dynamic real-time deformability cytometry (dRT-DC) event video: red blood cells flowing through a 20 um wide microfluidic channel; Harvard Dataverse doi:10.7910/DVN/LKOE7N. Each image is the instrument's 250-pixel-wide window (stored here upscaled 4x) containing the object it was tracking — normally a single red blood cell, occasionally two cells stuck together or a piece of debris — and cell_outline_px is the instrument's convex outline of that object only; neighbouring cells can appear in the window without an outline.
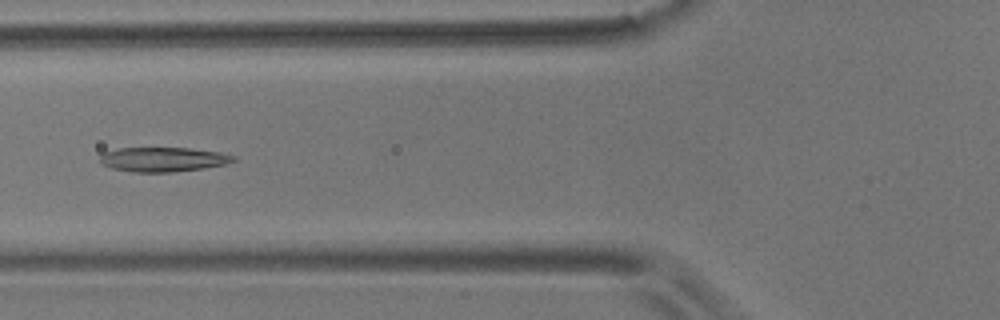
{"species": "common noctule bat (a hibernating species)", "species_latin": "Nyctalus noctula", "temperature_condition": "room temperature", "stored_images_in_passage": 55, "camera_frame_rate_fps": 3000, "um_per_image_px": 0.085, "animal": {"sex": "male", "body_mass_g": 17.9}, "frame": {"image": 1, "passage_image": 20, "time_ms": 6.333, "image_size_px": [1000, 320], "cell_outline_px": [[236, 160], [224, 164], [200, 168], [172, 172], [132, 172], [112, 168], [100, 164], [100, 156], [104, 152], [120, 148], [188, 148], [220, 152], [236, 156]], "centroid_in_image_um": [13.83, 13.55], "position_along_channel_um": 112.0, "area_um2": 18.9}}
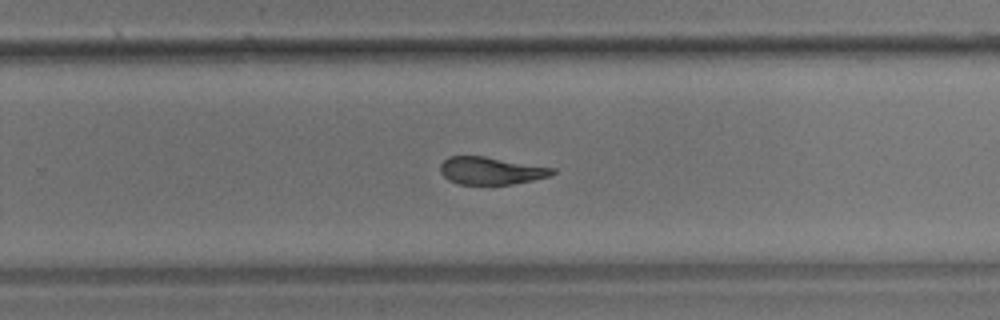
{"frame": {"image": 2, "passage_image": 35, "time_ms": 11.333, "image_size_px": [1000, 320], "cell_outline_px": [[556, 172], [548, 176], [532, 180], [512, 184], [460, 184], [448, 180], [440, 172], [440, 164], [448, 156], [484, 156], [556, 168]], "centroid_in_image_um": [41.72, 14.5], "position_along_channel_um": 288.1, "area_um2": 17.92}}
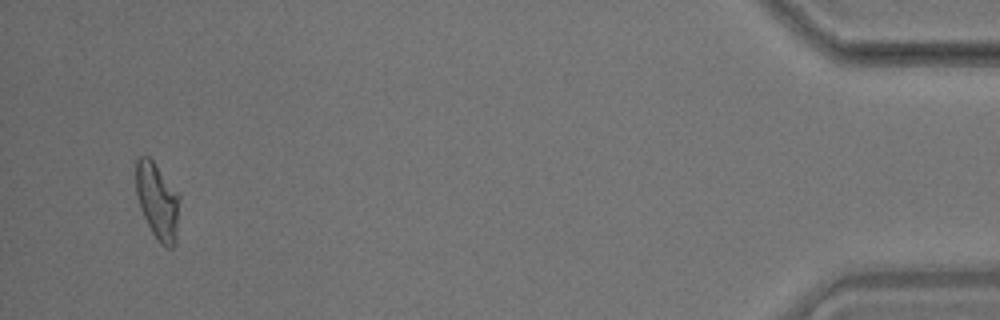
{"frame": {"image": 3, "passage_image": 53, "time_ms": 17.333, "image_size_px": [1000, 320], "cell_outline_px": [[180, 196], [176, 244], [172, 248], [168, 248], [160, 244], [152, 232], [140, 208], [136, 192], [136, 160], [140, 156], [148, 156], [152, 160]], "centroid_in_image_um": [13.39, 17.13], "position_along_channel_um": 421.8, "area_um2": 19.31}, "authors_computed_cell_mechanics": {"area_um2": 19.652, "velocity_mm_per_s": 3.528, "shape_relaxation_time_tau1_ms": 10.9263, "shape_relaxation_time_tau2_ms": 2.6915, "deformation_change_tau1": 0.2611, "deformation_change_tau2": 0.0968}}